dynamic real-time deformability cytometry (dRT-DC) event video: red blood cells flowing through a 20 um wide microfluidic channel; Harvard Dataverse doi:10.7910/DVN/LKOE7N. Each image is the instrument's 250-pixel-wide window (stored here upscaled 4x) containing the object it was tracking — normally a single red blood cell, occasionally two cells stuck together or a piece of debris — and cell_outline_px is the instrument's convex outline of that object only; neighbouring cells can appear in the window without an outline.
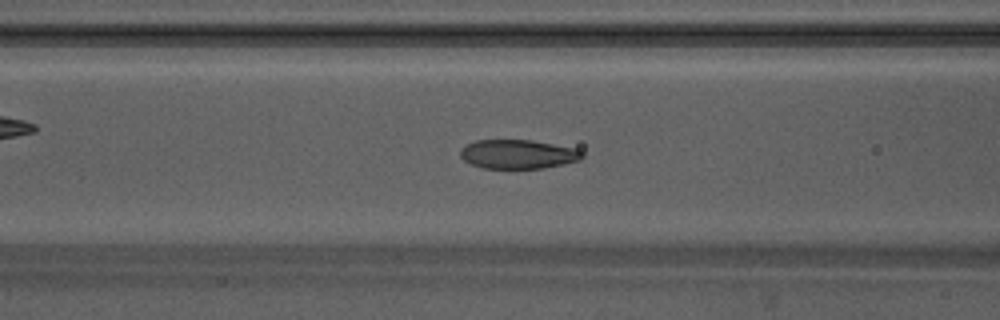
{"species": "Egyptian fruit bat (a non-hibernating species)", "species_latin": "Rousettus aegyptiacus", "temperature_condition": "warm", "stored_images_in_passage": 53, "camera_frame_rate_fps": 3000, "um_per_image_px": 0.085, "animal": {"sex": "male"}, "frame": {"image": 1, "passage_image": 20, "time_ms": 6.333, "image_size_px": [1000, 320], "cell_outline_px": [[584, 156], [580, 160], [564, 164], [544, 168], [484, 168], [472, 164], [464, 160], [460, 156], [460, 148], [476, 140], [532, 140], [576, 148], [584, 152]], "centroid_in_image_um": [44.06, 13.1], "position_along_channel_um": 122.5, "area_um2": 20.69}}
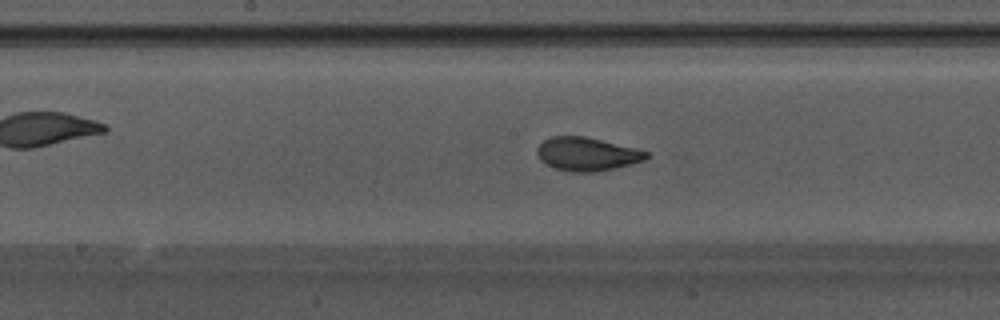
{"frame": {"image": 2, "passage_image": 26, "time_ms": 8.333, "image_size_px": [1000, 320], "cell_outline_px": [[648, 156], [644, 160], [632, 164], [596, 172], [572, 172], [556, 168], [540, 160], [536, 152], [536, 148], [544, 140], [552, 136], [584, 136], [636, 148], [648, 152]], "centroid_in_image_um": [49.88, 13.09], "position_along_channel_um": 198.3, "area_um2": 21.15}}
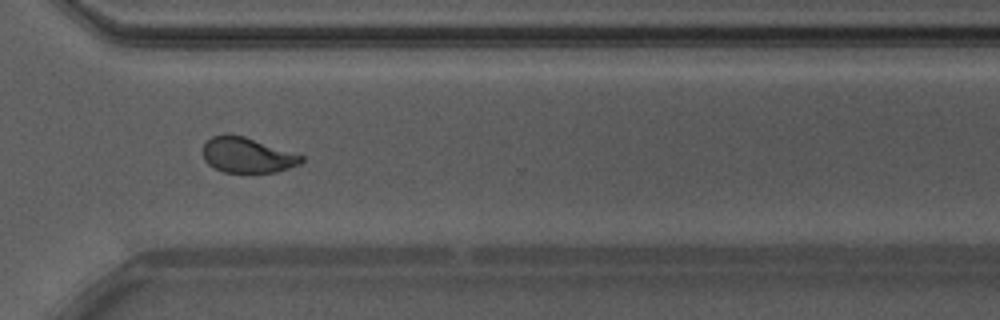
{"frame": {"image": 3, "passage_image": 38, "time_ms": 12.333, "image_size_px": [1000, 320], "cell_outline_px": [[304, 160], [300, 164], [276, 172], [224, 172], [208, 164], [204, 160], [200, 152], [204, 144], [212, 136], [224, 132], [228, 132], [244, 136], [304, 156]], "centroid_in_image_um": [20.96, 13.16], "position_along_channel_um": 349.6, "area_um2": 20.46}, "authors_computed_cell_mechanics": {"area_um2": 21.2126, "velocity_mm_per_s": 3.7839, "shape_relaxation_time_tau1_ms": 4.3326, "shape_relaxation_time_tau2_ms": 1.1096, "deformation_change_tau1": 0.1686, "deformation_change_tau2": 0.0674}}